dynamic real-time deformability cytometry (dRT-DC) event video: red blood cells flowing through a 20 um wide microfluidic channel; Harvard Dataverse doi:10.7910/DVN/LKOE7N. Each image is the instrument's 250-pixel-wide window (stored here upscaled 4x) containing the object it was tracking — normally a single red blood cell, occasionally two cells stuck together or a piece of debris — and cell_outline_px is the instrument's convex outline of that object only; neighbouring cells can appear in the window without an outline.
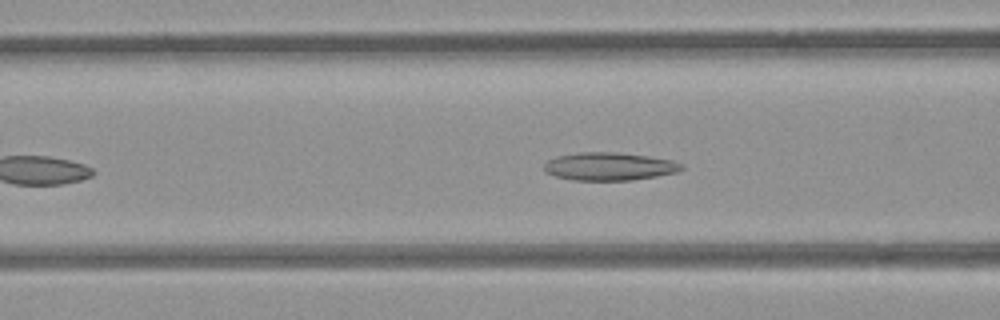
{"species": "common noctule bat (a hibernating species)", "species_latin": "Nyctalus noctula", "temperature_condition": "room temperature", "stored_images_in_passage": 41, "camera_frame_rate_fps": 3000, "um_per_image_px": 0.085, "animal": {"sex": "female", "body_mass_g": 21.9}, "frame": {"image": 1, "passage_image": 11, "time_ms": 3.333, "image_size_px": [1000, 320], "cell_outline_px": [[684, 168], [676, 172], [656, 176], [632, 180], [572, 180], [556, 176], [548, 172], [544, 168], [544, 164], [548, 160], [556, 156], [580, 152], [616, 152], [648, 156], [672, 160], [684, 164]], "centroid_in_image_um": [51.81, 14.14], "position_along_channel_um": 114.8, "area_um2": 22.31}}
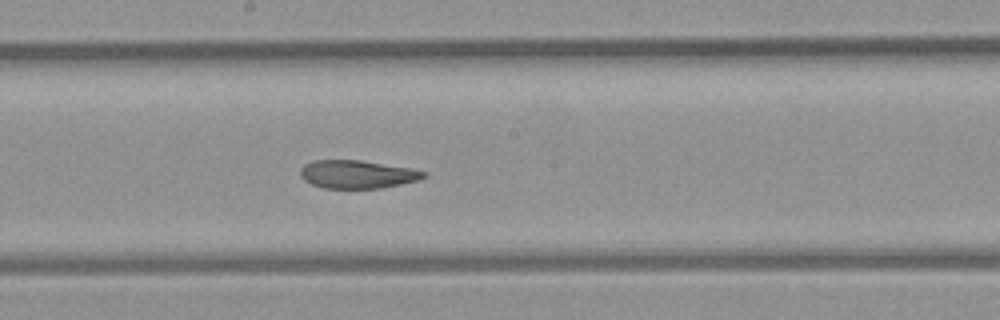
{"frame": {"image": 2, "passage_image": 19, "time_ms": 6.0, "image_size_px": [1000, 320], "cell_outline_px": [[424, 176], [420, 180], [380, 188], [324, 188], [312, 184], [304, 180], [300, 176], [300, 168], [304, 164], [312, 160], [360, 160], [412, 168], [424, 172]], "centroid_in_image_um": [30.32, 14.81], "position_along_channel_um": 217.9, "area_um2": 20.17}}
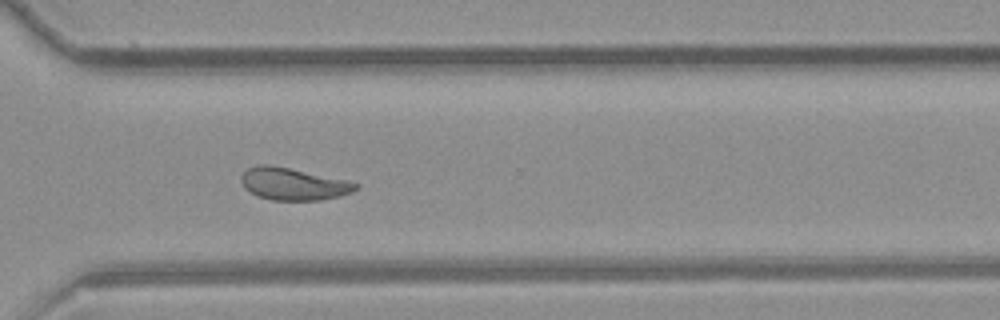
{"frame": {"image": 3, "passage_image": 29, "time_ms": 9.333, "image_size_px": [1000, 320], "cell_outline_px": [[360, 188], [352, 192], [340, 196], [320, 200], [272, 200], [256, 196], [244, 188], [240, 180], [240, 176], [248, 168], [260, 164], [268, 164], [288, 168], [344, 180], [360, 184]], "centroid_in_image_um": [24.9, 15.65], "position_along_channel_um": 345.7, "area_um2": 21.39}, "authors_computed_cell_mechanics": {"area_um2": 21.2704, "velocity_mm_per_s": 3.8576, "shape_relaxation_time_tau1_ms": null, "shape_relaxation_time_tau2_ms": 2.1586, "deformation_change_tau1": null, "deformation_change_tau2": 0.0876}}